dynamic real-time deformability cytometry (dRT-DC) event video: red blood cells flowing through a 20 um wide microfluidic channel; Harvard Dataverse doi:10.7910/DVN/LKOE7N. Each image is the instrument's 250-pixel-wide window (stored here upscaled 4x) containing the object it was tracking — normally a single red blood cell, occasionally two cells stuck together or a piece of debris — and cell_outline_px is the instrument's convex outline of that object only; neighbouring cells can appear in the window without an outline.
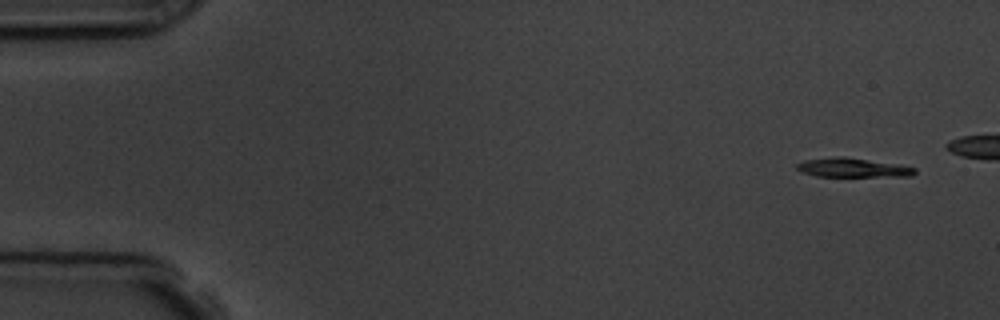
{"species": "common noctule bat (a hibernating species)", "species_latin": "Nyctalus noctula", "temperature_condition": "room temperature", "stored_images_in_passage": 7, "camera_frame_rate_fps": 3000, "um_per_image_px": 0.085, "animal": {"sex": "male", "body_mass_g": 19.5, "forearm_length_mm": 54.6}, "frame": {"image": 1, "passage_image": 1, "time_ms": 0.0, "image_size_px": [1000, 320], "cell_outline_px": [[916, 172], [912, 176], [816, 176], [800, 172], [796, 168], [796, 164], [804, 160], [836, 156], [844, 156], [900, 164], [916, 168]], "centroid_in_image_um": [72.47, 14.24], "position_along_channel_um": 12.5, "area_um2": 13.29}}